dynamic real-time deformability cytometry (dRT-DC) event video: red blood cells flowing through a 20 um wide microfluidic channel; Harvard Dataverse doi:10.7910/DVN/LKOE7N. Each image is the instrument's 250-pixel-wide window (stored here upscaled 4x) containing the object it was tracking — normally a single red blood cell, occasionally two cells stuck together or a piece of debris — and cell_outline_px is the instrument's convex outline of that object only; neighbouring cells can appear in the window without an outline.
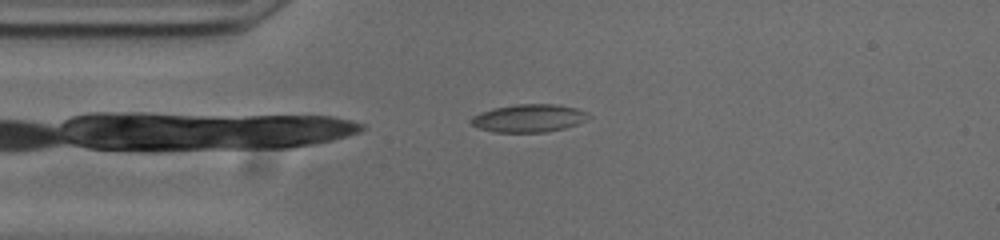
{"species": "common noctule bat (a hibernating species)", "species_latin": "Nyctalus noctula", "temperature_condition": "cold", "stored_images_in_passage": 43, "camera_frame_rate_fps": 3000, "um_per_image_px": 0.085, "animal": {"sex": "male", "body_mass_g": 20.0, "forearm_length_mm": 53.3}, "frame": {"image": 1, "passage_image": 1, "time_ms": 0.0, "image_size_px": [1000, 240], "cell_outline_px": [[592, 116], [576, 124], [564, 128], [544, 132], [496, 132], [480, 128], [472, 124], [468, 120], [472, 116], [480, 112], [492, 108], [516, 104], [556, 104], [576, 108]], "centroid_in_image_um": [44.91, 10.04], "position_along_channel_um": 40.1, "area_um2": 18.96}}
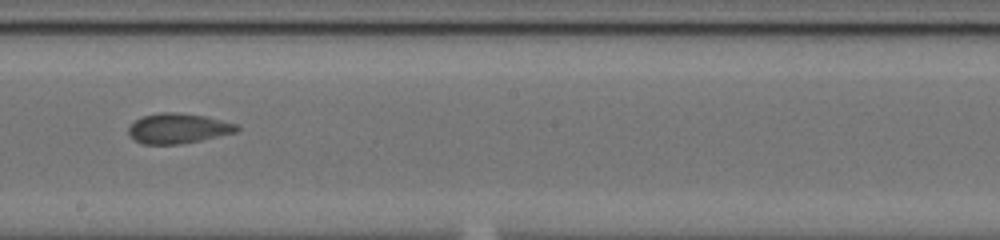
{"frame": {"image": 2, "passage_image": 18, "time_ms": 5.667, "image_size_px": [1000, 240], "cell_outline_px": [[240, 128], [236, 132], [200, 140], [180, 144], [144, 144], [136, 140], [128, 132], [128, 128], [140, 116], [160, 112], [180, 112], [204, 116], [236, 124]], "centroid_in_image_um": [15.12, 10.9], "position_along_channel_um": 233.1, "area_um2": 18.79}}
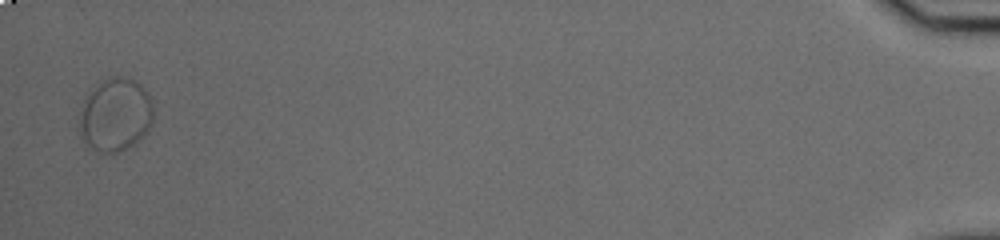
{"frame": {"image": 3, "passage_image": 42, "time_ms": 13.667, "image_size_px": [1000, 240], "cell_outline_px": [[152, 120], [144, 132], [132, 144], [120, 152], [100, 152], [92, 148], [80, 136], [80, 120], [84, 100], [104, 80], [112, 76], [120, 76], [136, 80], [148, 92], [152, 104]], "centroid_in_image_um": [9.82, 9.74], "position_along_channel_um": 425.4, "area_um2": 30.63}, "authors_computed_cell_mechanics": {"area_um2": 18.785, "velocity_mm_per_s": 3.6942, "shape_relaxation_time_tau1_ms": 10.1228, "shape_relaxation_time_tau2_ms": null, "deformation_change_tau1": 0.2141, "deformation_change_tau2": null}}